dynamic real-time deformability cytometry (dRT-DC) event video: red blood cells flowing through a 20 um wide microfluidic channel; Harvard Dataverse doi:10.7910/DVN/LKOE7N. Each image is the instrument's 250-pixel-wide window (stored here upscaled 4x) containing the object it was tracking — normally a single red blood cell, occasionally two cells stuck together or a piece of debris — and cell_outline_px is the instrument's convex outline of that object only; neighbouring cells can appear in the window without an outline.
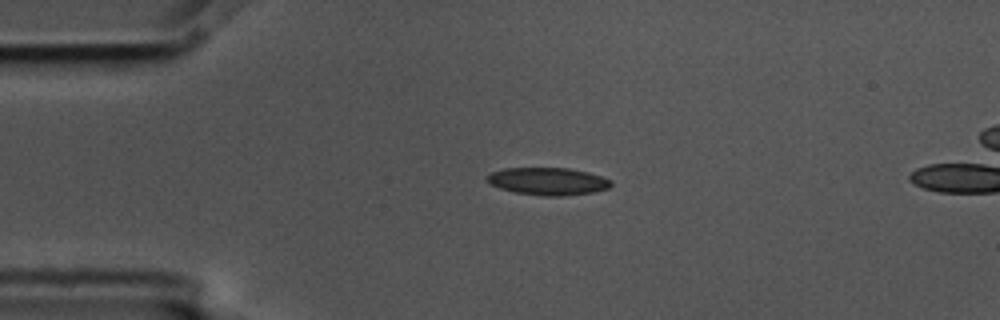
{"species": "common noctule bat (a hibernating species)", "species_latin": "Nyctalus noctula", "temperature_condition": "cold", "stored_images_in_passage": 3, "camera_frame_rate_fps": 3000, "um_per_image_px": 0.085, "animal": {"sex": "male", "body_mass_g": 17.5, "forearm_length_mm": 52.3}, "frame": {"image": 1, "passage_image": 1, "time_ms": 0.0, "image_size_px": [1000, 320], "cell_outline_px": [[612, 184], [608, 188], [596, 192], [564, 196], [544, 196], [516, 192], [500, 188], [488, 184], [484, 180], [484, 176], [492, 172], [504, 168], [568, 168], [588, 172], [612, 180]], "centroid_in_image_um": [46.54, 15.41], "position_along_channel_um": 38.5, "area_um2": 20.06}}